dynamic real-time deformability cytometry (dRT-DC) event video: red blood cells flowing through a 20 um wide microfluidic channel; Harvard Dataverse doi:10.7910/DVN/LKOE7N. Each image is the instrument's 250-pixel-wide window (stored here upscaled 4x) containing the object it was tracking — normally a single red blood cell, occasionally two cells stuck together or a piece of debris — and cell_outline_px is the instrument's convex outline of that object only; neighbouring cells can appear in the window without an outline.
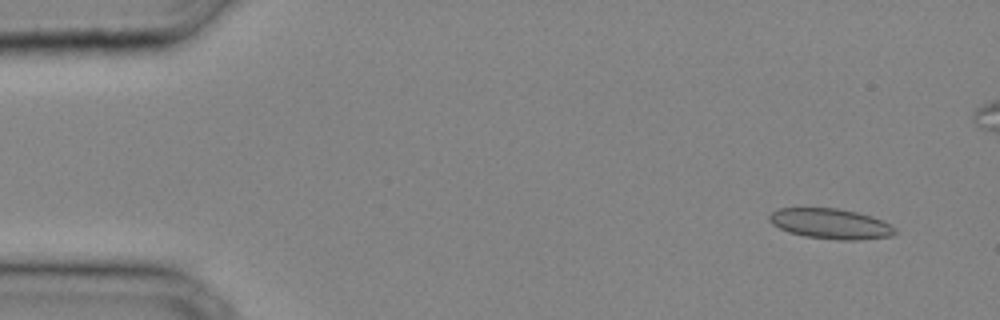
{"species": "common noctule bat (a hibernating species)", "species_latin": "Nyctalus noctula", "temperature_condition": "cold", "stored_images_in_passage": 34, "camera_frame_rate_fps": 3000, "um_per_image_px": 0.085, "animal": {"sex": "male", "body_mass_g": 20.4}, "frame": {"image": 1, "passage_image": 3, "time_ms": 0.667, "image_size_px": [1000, 320], "cell_outline_px": [[896, 232], [892, 236], [860, 240], [840, 240], [804, 236], [788, 232], [772, 224], [768, 220], [768, 216], [772, 212], [780, 208], [836, 208], [856, 212], [872, 216], [896, 228]], "centroid_in_image_um": [70.59, 19.02], "position_along_channel_um": 14.4, "area_um2": 22.14}}
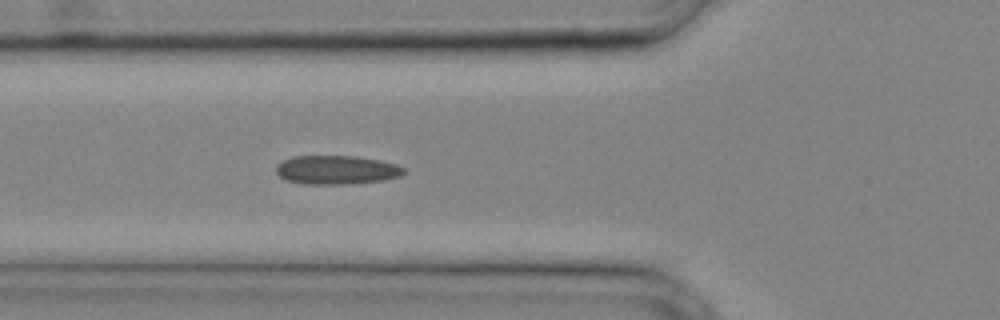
{"frame": {"image": 2, "passage_image": 13, "time_ms": 4.0, "image_size_px": [1000, 320], "cell_outline_px": [[408, 172], [400, 176], [384, 180], [348, 184], [304, 184], [288, 180], [280, 176], [276, 172], [276, 164], [280, 160], [292, 156], [356, 156], [380, 160], [396, 164], [404, 168]], "centroid_in_image_um": [28.61, 14.43], "position_along_channel_um": 97.2, "area_um2": 21.68}}
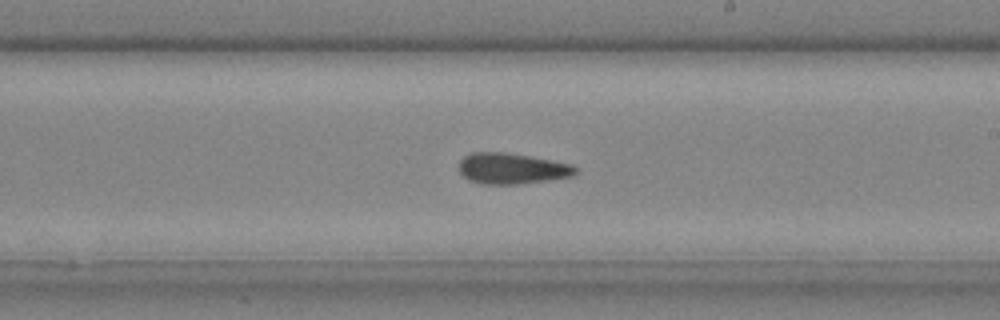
{"frame": {"image": 3, "passage_image": 21, "time_ms": 6.667, "image_size_px": [1000, 320], "cell_outline_px": [[580, 172], [572, 176], [516, 184], [480, 184], [468, 180], [460, 172], [460, 160], [464, 156], [472, 152], [508, 152], [552, 160], [572, 164]], "centroid_in_image_um": [43.51, 14.31], "position_along_channel_um": 245.5, "area_um2": 20.98}}